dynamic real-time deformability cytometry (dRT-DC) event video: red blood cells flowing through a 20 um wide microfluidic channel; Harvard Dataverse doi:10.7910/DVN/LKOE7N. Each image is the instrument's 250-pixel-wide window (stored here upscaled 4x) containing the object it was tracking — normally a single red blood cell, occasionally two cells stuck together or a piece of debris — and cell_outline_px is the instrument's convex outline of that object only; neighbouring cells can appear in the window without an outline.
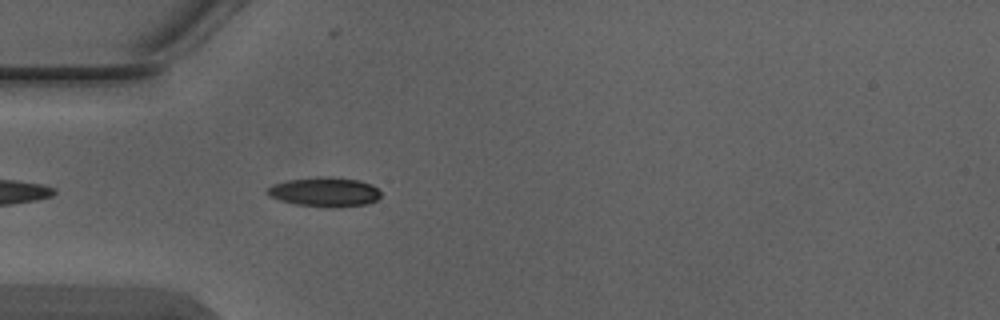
{"species": "Egyptian fruit bat (a non-hibernating species)", "species_latin": "Rousettus aegyptiacus", "temperature_condition": "warm", "stored_images_in_passage": 3, "camera_frame_rate_fps": 3000, "um_per_image_px": 0.085, "animal": {"sex": "male"}, "frame": {"image": 1, "passage_image": 3, "time_ms": 0.667, "image_size_px": [1000, 320], "cell_outline_px": [[380, 196], [376, 200], [368, 204], [336, 208], [296, 204], [280, 200], [268, 196], [264, 192], [272, 184], [288, 180], [316, 176], [332, 176], [360, 180], [372, 184], [380, 192]], "centroid_in_image_um": [27.59, 16.3], "position_along_channel_um": 57.4, "area_um2": 19.77}}